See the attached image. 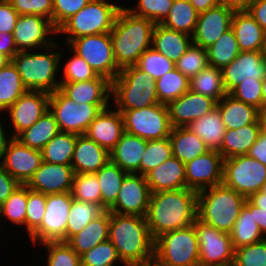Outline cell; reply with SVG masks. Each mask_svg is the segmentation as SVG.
Instances as JSON below:
<instances>
[{
	"mask_svg": "<svg viewBox=\"0 0 266 266\" xmlns=\"http://www.w3.org/2000/svg\"><path fill=\"white\" fill-rule=\"evenodd\" d=\"M237 100L262 110V80H244L235 86L229 93Z\"/></svg>",
	"mask_w": 266,
	"mask_h": 266,
	"instance_id": "6f0895ef",
	"label": "cell"
},
{
	"mask_svg": "<svg viewBox=\"0 0 266 266\" xmlns=\"http://www.w3.org/2000/svg\"><path fill=\"white\" fill-rule=\"evenodd\" d=\"M27 205V186L20 185L0 206V217L5 216L13 224L25 225Z\"/></svg>",
	"mask_w": 266,
	"mask_h": 266,
	"instance_id": "f907efd6",
	"label": "cell"
},
{
	"mask_svg": "<svg viewBox=\"0 0 266 266\" xmlns=\"http://www.w3.org/2000/svg\"><path fill=\"white\" fill-rule=\"evenodd\" d=\"M42 245L49 254L47 266H81L80 256L66 242H45Z\"/></svg>",
	"mask_w": 266,
	"mask_h": 266,
	"instance_id": "db71d44e",
	"label": "cell"
},
{
	"mask_svg": "<svg viewBox=\"0 0 266 266\" xmlns=\"http://www.w3.org/2000/svg\"><path fill=\"white\" fill-rule=\"evenodd\" d=\"M198 13L219 5V0H189Z\"/></svg>",
	"mask_w": 266,
	"mask_h": 266,
	"instance_id": "89a4df30",
	"label": "cell"
},
{
	"mask_svg": "<svg viewBox=\"0 0 266 266\" xmlns=\"http://www.w3.org/2000/svg\"><path fill=\"white\" fill-rule=\"evenodd\" d=\"M200 266H233L235 249L231 235L196 219Z\"/></svg>",
	"mask_w": 266,
	"mask_h": 266,
	"instance_id": "5bb4252c",
	"label": "cell"
},
{
	"mask_svg": "<svg viewBox=\"0 0 266 266\" xmlns=\"http://www.w3.org/2000/svg\"><path fill=\"white\" fill-rule=\"evenodd\" d=\"M159 103L168 104L189 90V79L173 68L155 80Z\"/></svg>",
	"mask_w": 266,
	"mask_h": 266,
	"instance_id": "f6af8a7d",
	"label": "cell"
},
{
	"mask_svg": "<svg viewBox=\"0 0 266 266\" xmlns=\"http://www.w3.org/2000/svg\"><path fill=\"white\" fill-rule=\"evenodd\" d=\"M174 0H138L137 7L127 8L132 14L160 24L168 15Z\"/></svg>",
	"mask_w": 266,
	"mask_h": 266,
	"instance_id": "11a10c76",
	"label": "cell"
},
{
	"mask_svg": "<svg viewBox=\"0 0 266 266\" xmlns=\"http://www.w3.org/2000/svg\"><path fill=\"white\" fill-rule=\"evenodd\" d=\"M110 211L106 210L93 219L78 234L73 235L66 243L79 255L86 253L94 246L109 239Z\"/></svg>",
	"mask_w": 266,
	"mask_h": 266,
	"instance_id": "1f68e13d",
	"label": "cell"
},
{
	"mask_svg": "<svg viewBox=\"0 0 266 266\" xmlns=\"http://www.w3.org/2000/svg\"><path fill=\"white\" fill-rule=\"evenodd\" d=\"M168 138L171 143L173 156L184 164L209 151L200 137L191 132L187 127L172 128Z\"/></svg>",
	"mask_w": 266,
	"mask_h": 266,
	"instance_id": "e575fe53",
	"label": "cell"
},
{
	"mask_svg": "<svg viewBox=\"0 0 266 266\" xmlns=\"http://www.w3.org/2000/svg\"><path fill=\"white\" fill-rule=\"evenodd\" d=\"M105 211L106 210L100 204L81 202L73 199L67 219L66 242Z\"/></svg>",
	"mask_w": 266,
	"mask_h": 266,
	"instance_id": "7bdbcfd3",
	"label": "cell"
},
{
	"mask_svg": "<svg viewBox=\"0 0 266 266\" xmlns=\"http://www.w3.org/2000/svg\"><path fill=\"white\" fill-rule=\"evenodd\" d=\"M189 90L220 101L227 94L221 69L208 65L189 79Z\"/></svg>",
	"mask_w": 266,
	"mask_h": 266,
	"instance_id": "ab89813d",
	"label": "cell"
},
{
	"mask_svg": "<svg viewBox=\"0 0 266 266\" xmlns=\"http://www.w3.org/2000/svg\"><path fill=\"white\" fill-rule=\"evenodd\" d=\"M20 185L21 184L4 169L0 162V206Z\"/></svg>",
	"mask_w": 266,
	"mask_h": 266,
	"instance_id": "be15d7a7",
	"label": "cell"
},
{
	"mask_svg": "<svg viewBox=\"0 0 266 266\" xmlns=\"http://www.w3.org/2000/svg\"><path fill=\"white\" fill-rule=\"evenodd\" d=\"M110 161V152L85 134L78 135L71 166L75 174L98 172Z\"/></svg>",
	"mask_w": 266,
	"mask_h": 266,
	"instance_id": "484cf974",
	"label": "cell"
},
{
	"mask_svg": "<svg viewBox=\"0 0 266 266\" xmlns=\"http://www.w3.org/2000/svg\"><path fill=\"white\" fill-rule=\"evenodd\" d=\"M217 102L200 93L188 90L176 100L167 104L169 121L174 127H186L216 108Z\"/></svg>",
	"mask_w": 266,
	"mask_h": 266,
	"instance_id": "7402d4cb",
	"label": "cell"
},
{
	"mask_svg": "<svg viewBox=\"0 0 266 266\" xmlns=\"http://www.w3.org/2000/svg\"><path fill=\"white\" fill-rule=\"evenodd\" d=\"M147 140L124 132L119 142L110 151V161L127 173L141 174V160Z\"/></svg>",
	"mask_w": 266,
	"mask_h": 266,
	"instance_id": "83f0119b",
	"label": "cell"
},
{
	"mask_svg": "<svg viewBox=\"0 0 266 266\" xmlns=\"http://www.w3.org/2000/svg\"><path fill=\"white\" fill-rule=\"evenodd\" d=\"M233 29L240 51H261L265 31L247 11L234 12Z\"/></svg>",
	"mask_w": 266,
	"mask_h": 266,
	"instance_id": "4dcf8cb0",
	"label": "cell"
},
{
	"mask_svg": "<svg viewBox=\"0 0 266 266\" xmlns=\"http://www.w3.org/2000/svg\"><path fill=\"white\" fill-rule=\"evenodd\" d=\"M172 156L169 138L147 141L146 150L141 160V175L145 176Z\"/></svg>",
	"mask_w": 266,
	"mask_h": 266,
	"instance_id": "7dc6e473",
	"label": "cell"
},
{
	"mask_svg": "<svg viewBox=\"0 0 266 266\" xmlns=\"http://www.w3.org/2000/svg\"><path fill=\"white\" fill-rule=\"evenodd\" d=\"M46 209V194L27 187L25 226L31 235L42 223Z\"/></svg>",
	"mask_w": 266,
	"mask_h": 266,
	"instance_id": "f5cc1de1",
	"label": "cell"
},
{
	"mask_svg": "<svg viewBox=\"0 0 266 266\" xmlns=\"http://www.w3.org/2000/svg\"><path fill=\"white\" fill-rule=\"evenodd\" d=\"M198 14L189 0H174L168 15L160 24L168 29L192 36Z\"/></svg>",
	"mask_w": 266,
	"mask_h": 266,
	"instance_id": "f35d334b",
	"label": "cell"
},
{
	"mask_svg": "<svg viewBox=\"0 0 266 266\" xmlns=\"http://www.w3.org/2000/svg\"><path fill=\"white\" fill-rule=\"evenodd\" d=\"M124 131L147 141L168 138L172 126L166 104L157 103L122 112Z\"/></svg>",
	"mask_w": 266,
	"mask_h": 266,
	"instance_id": "8fae6325",
	"label": "cell"
},
{
	"mask_svg": "<svg viewBox=\"0 0 266 266\" xmlns=\"http://www.w3.org/2000/svg\"><path fill=\"white\" fill-rule=\"evenodd\" d=\"M91 0H53L52 24L58 29L67 19L78 13Z\"/></svg>",
	"mask_w": 266,
	"mask_h": 266,
	"instance_id": "91938a15",
	"label": "cell"
},
{
	"mask_svg": "<svg viewBox=\"0 0 266 266\" xmlns=\"http://www.w3.org/2000/svg\"><path fill=\"white\" fill-rule=\"evenodd\" d=\"M150 192L186 188L185 164L172 156L145 175Z\"/></svg>",
	"mask_w": 266,
	"mask_h": 266,
	"instance_id": "4316f807",
	"label": "cell"
},
{
	"mask_svg": "<svg viewBox=\"0 0 266 266\" xmlns=\"http://www.w3.org/2000/svg\"><path fill=\"white\" fill-rule=\"evenodd\" d=\"M266 182V165L248 155L224 159L223 184L246 198Z\"/></svg>",
	"mask_w": 266,
	"mask_h": 266,
	"instance_id": "7c38bea8",
	"label": "cell"
},
{
	"mask_svg": "<svg viewBox=\"0 0 266 266\" xmlns=\"http://www.w3.org/2000/svg\"><path fill=\"white\" fill-rule=\"evenodd\" d=\"M59 90L76 103L109 104L111 81L98 75L88 81L60 82Z\"/></svg>",
	"mask_w": 266,
	"mask_h": 266,
	"instance_id": "d4e9b609",
	"label": "cell"
},
{
	"mask_svg": "<svg viewBox=\"0 0 266 266\" xmlns=\"http://www.w3.org/2000/svg\"><path fill=\"white\" fill-rule=\"evenodd\" d=\"M224 158L209 150L185 164L186 188L197 192L223 183Z\"/></svg>",
	"mask_w": 266,
	"mask_h": 266,
	"instance_id": "9a60e30c",
	"label": "cell"
},
{
	"mask_svg": "<svg viewBox=\"0 0 266 266\" xmlns=\"http://www.w3.org/2000/svg\"><path fill=\"white\" fill-rule=\"evenodd\" d=\"M234 11L217 5L198 14L192 41L204 49L212 46L216 40L231 28Z\"/></svg>",
	"mask_w": 266,
	"mask_h": 266,
	"instance_id": "44dd1931",
	"label": "cell"
},
{
	"mask_svg": "<svg viewBox=\"0 0 266 266\" xmlns=\"http://www.w3.org/2000/svg\"><path fill=\"white\" fill-rule=\"evenodd\" d=\"M154 260L163 266H200L194 225L164 233L154 240Z\"/></svg>",
	"mask_w": 266,
	"mask_h": 266,
	"instance_id": "52a82bcc",
	"label": "cell"
},
{
	"mask_svg": "<svg viewBox=\"0 0 266 266\" xmlns=\"http://www.w3.org/2000/svg\"><path fill=\"white\" fill-rule=\"evenodd\" d=\"M247 155L266 165V132L261 128L258 138Z\"/></svg>",
	"mask_w": 266,
	"mask_h": 266,
	"instance_id": "e7e4bbea",
	"label": "cell"
},
{
	"mask_svg": "<svg viewBox=\"0 0 266 266\" xmlns=\"http://www.w3.org/2000/svg\"><path fill=\"white\" fill-rule=\"evenodd\" d=\"M254 219L257 222L260 231L266 238V210L254 206Z\"/></svg>",
	"mask_w": 266,
	"mask_h": 266,
	"instance_id": "2644e50d",
	"label": "cell"
},
{
	"mask_svg": "<svg viewBox=\"0 0 266 266\" xmlns=\"http://www.w3.org/2000/svg\"><path fill=\"white\" fill-rule=\"evenodd\" d=\"M64 79L60 82H79L88 81L94 79L98 74L91 68V66L76 53L68 62L65 64Z\"/></svg>",
	"mask_w": 266,
	"mask_h": 266,
	"instance_id": "680465c9",
	"label": "cell"
},
{
	"mask_svg": "<svg viewBox=\"0 0 266 266\" xmlns=\"http://www.w3.org/2000/svg\"><path fill=\"white\" fill-rule=\"evenodd\" d=\"M247 200L254 206L266 210V200H261V192L250 195Z\"/></svg>",
	"mask_w": 266,
	"mask_h": 266,
	"instance_id": "8c879c8a",
	"label": "cell"
},
{
	"mask_svg": "<svg viewBox=\"0 0 266 266\" xmlns=\"http://www.w3.org/2000/svg\"><path fill=\"white\" fill-rule=\"evenodd\" d=\"M77 134L59 132L41 150L42 161L71 165Z\"/></svg>",
	"mask_w": 266,
	"mask_h": 266,
	"instance_id": "60d3db41",
	"label": "cell"
},
{
	"mask_svg": "<svg viewBox=\"0 0 266 266\" xmlns=\"http://www.w3.org/2000/svg\"><path fill=\"white\" fill-rule=\"evenodd\" d=\"M72 200L71 192L46 194V209L42 223L30 235L34 244L66 242L67 219Z\"/></svg>",
	"mask_w": 266,
	"mask_h": 266,
	"instance_id": "4fadbf2b",
	"label": "cell"
},
{
	"mask_svg": "<svg viewBox=\"0 0 266 266\" xmlns=\"http://www.w3.org/2000/svg\"><path fill=\"white\" fill-rule=\"evenodd\" d=\"M1 123L2 122H0V162L1 159H3L7 144L9 142V140L6 138L5 131L3 130L4 128Z\"/></svg>",
	"mask_w": 266,
	"mask_h": 266,
	"instance_id": "753ad0ef",
	"label": "cell"
},
{
	"mask_svg": "<svg viewBox=\"0 0 266 266\" xmlns=\"http://www.w3.org/2000/svg\"><path fill=\"white\" fill-rule=\"evenodd\" d=\"M101 190V206L109 210L116 202L121 184L127 172L109 161L98 172H95Z\"/></svg>",
	"mask_w": 266,
	"mask_h": 266,
	"instance_id": "74e56055",
	"label": "cell"
},
{
	"mask_svg": "<svg viewBox=\"0 0 266 266\" xmlns=\"http://www.w3.org/2000/svg\"><path fill=\"white\" fill-rule=\"evenodd\" d=\"M261 128L266 132V108L260 111Z\"/></svg>",
	"mask_w": 266,
	"mask_h": 266,
	"instance_id": "11e5206c",
	"label": "cell"
},
{
	"mask_svg": "<svg viewBox=\"0 0 266 266\" xmlns=\"http://www.w3.org/2000/svg\"><path fill=\"white\" fill-rule=\"evenodd\" d=\"M254 0H219V5H223L234 12L247 11Z\"/></svg>",
	"mask_w": 266,
	"mask_h": 266,
	"instance_id": "a7ac6f4b",
	"label": "cell"
},
{
	"mask_svg": "<svg viewBox=\"0 0 266 266\" xmlns=\"http://www.w3.org/2000/svg\"><path fill=\"white\" fill-rule=\"evenodd\" d=\"M68 44L71 51L83 58L98 75L112 82L119 74L121 69L114 58L110 32L78 37Z\"/></svg>",
	"mask_w": 266,
	"mask_h": 266,
	"instance_id": "30bf717a",
	"label": "cell"
},
{
	"mask_svg": "<svg viewBox=\"0 0 266 266\" xmlns=\"http://www.w3.org/2000/svg\"><path fill=\"white\" fill-rule=\"evenodd\" d=\"M247 12L266 31V0H254Z\"/></svg>",
	"mask_w": 266,
	"mask_h": 266,
	"instance_id": "03108f58",
	"label": "cell"
},
{
	"mask_svg": "<svg viewBox=\"0 0 266 266\" xmlns=\"http://www.w3.org/2000/svg\"><path fill=\"white\" fill-rule=\"evenodd\" d=\"M117 109H140L159 103L155 80L136 65L122 68L111 82Z\"/></svg>",
	"mask_w": 266,
	"mask_h": 266,
	"instance_id": "8992f818",
	"label": "cell"
},
{
	"mask_svg": "<svg viewBox=\"0 0 266 266\" xmlns=\"http://www.w3.org/2000/svg\"><path fill=\"white\" fill-rule=\"evenodd\" d=\"M186 127L198 135L209 150H220L226 128L217 107L201 118L192 121Z\"/></svg>",
	"mask_w": 266,
	"mask_h": 266,
	"instance_id": "836d02e7",
	"label": "cell"
},
{
	"mask_svg": "<svg viewBox=\"0 0 266 266\" xmlns=\"http://www.w3.org/2000/svg\"><path fill=\"white\" fill-rule=\"evenodd\" d=\"M150 195V188L145 176L139 173H127L122 181L116 202L109 211L145 217Z\"/></svg>",
	"mask_w": 266,
	"mask_h": 266,
	"instance_id": "2e32d148",
	"label": "cell"
},
{
	"mask_svg": "<svg viewBox=\"0 0 266 266\" xmlns=\"http://www.w3.org/2000/svg\"><path fill=\"white\" fill-rule=\"evenodd\" d=\"M261 52L263 53L264 57L266 58V31L264 33V41Z\"/></svg>",
	"mask_w": 266,
	"mask_h": 266,
	"instance_id": "09005b40",
	"label": "cell"
},
{
	"mask_svg": "<svg viewBox=\"0 0 266 266\" xmlns=\"http://www.w3.org/2000/svg\"><path fill=\"white\" fill-rule=\"evenodd\" d=\"M230 235L234 249L265 239L254 219V205L248 200L245 201Z\"/></svg>",
	"mask_w": 266,
	"mask_h": 266,
	"instance_id": "d590c367",
	"label": "cell"
},
{
	"mask_svg": "<svg viewBox=\"0 0 266 266\" xmlns=\"http://www.w3.org/2000/svg\"><path fill=\"white\" fill-rule=\"evenodd\" d=\"M109 241L124 266L154 259V240L145 217L110 212Z\"/></svg>",
	"mask_w": 266,
	"mask_h": 266,
	"instance_id": "7a4b0ae2",
	"label": "cell"
},
{
	"mask_svg": "<svg viewBox=\"0 0 266 266\" xmlns=\"http://www.w3.org/2000/svg\"><path fill=\"white\" fill-rule=\"evenodd\" d=\"M53 33L57 34V29L51 20L40 15L26 14L19 16L12 35L19 52L54 44L55 39L46 38Z\"/></svg>",
	"mask_w": 266,
	"mask_h": 266,
	"instance_id": "e0dca14e",
	"label": "cell"
},
{
	"mask_svg": "<svg viewBox=\"0 0 266 266\" xmlns=\"http://www.w3.org/2000/svg\"><path fill=\"white\" fill-rule=\"evenodd\" d=\"M109 104L76 103L59 89L50 93L49 110L53 113L60 132L84 135L91 122Z\"/></svg>",
	"mask_w": 266,
	"mask_h": 266,
	"instance_id": "9c48e42d",
	"label": "cell"
},
{
	"mask_svg": "<svg viewBox=\"0 0 266 266\" xmlns=\"http://www.w3.org/2000/svg\"><path fill=\"white\" fill-rule=\"evenodd\" d=\"M136 66L142 71L147 72L152 79L157 80L175 68V63L153 47H150L141 54Z\"/></svg>",
	"mask_w": 266,
	"mask_h": 266,
	"instance_id": "681fc988",
	"label": "cell"
},
{
	"mask_svg": "<svg viewBox=\"0 0 266 266\" xmlns=\"http://www.w3.org/2000/svg\"><path fill=\"white\" fill-rule=\"evenodd\" d=\"M207 50L194 43L175 63V68L188 79L208 66Z\"/></svg>",
	"mask_w": 266,
	"mask_h": 266,
	"instance_id": "c3c4849f",
	"label": "cell"
},
{
	"mask_svg": "<svg viewBox=\"0 0 266 266\" xmlns=\"http://www.w3.org/2000/svg\"><path fill=\"white\" fill-rule=\"evenodd\" d=\"M154 27L150 19L121 7L110 31L114 58L120 69L136 65L141 54L152 47Z\"/></svg>",
	"mask_w": 266,
	"mask_h": 266,
	"instance_id": "3957f363",
	"label": "cell"
},
{
	"mask_svg": "<svg viewBox=\"0 0 266 266\" xmlns=\"http://www.w3.org/2000/svg\"><path fill=\"white\" fill-rule=\"evenodd\" d=\"M121 6L107 0H91L78 13L67 19L58 29L57 34H67V43L72 39L108 33L112 30L115 18Z\"/></svg>",
	"mask_w": 266,
	"mask_h": 266,
	"instance_id": "ba28073f",
	"label": "cell"
},
{
	"mask_svg": "<svg viewBox=\"0 0 266 266\" xmlns=\"http://www.w3.org/2000/svg\"><path fill=\"white\" fill-rule=\"evenodd\" d=\"M154 266H163V265L154 260Z\"/></svg>",
	"mask_w": 266,
	"mask_h": 266,
	"instance_id": "deb4b68c",
	"label": "cell"
},
{
	"mask_svg": "<svg viewBox=\"0 0 266 266\" xmlns=\"http://www.w3.org/2000/svg\"><path fill=\"white\" fill-rule=\"evenodd\" d=\"M74 170L71 165L54 164L42 161L26 186L43 194L71 192Z\"/></svg>",
	"mask_w": 266,
	"mask_h": 266,
	"instance_id": "603a6c76",
	"label": "cell"
},
{
	"mask_svg": "<svg viewBox=\"0 0 266 266\" xmlns=\"http://www.w3.org/2000/svg\"><path fill=\"white\" fill-rule=\"evenodd\" d=\"M266 108V76L262 79V109Z\"/></svg>",
	"mask_w": 266,
	"mask_h": 266,
	"instance_id": "34e18365",
	"label": "cell"
},
{
	"mask_svg": "<svg viewBox=\"0 0 266 266\" xmlns=\"http://www.w3.org/2000/svg\"><path fill=\"white\" fill-rule=\"evenodd\" d=\"M53 48L57 50V43L45 47L43 53L19 51L11 59L27 90L53 93L60 88L55 76L63 53H53Z\"/></svg>",
	"mask_w": 266,
	"mask_h": 266,
	"instance_id": "5b68a950",
	"label": "cell"
},
{
	"mask_svg": "<svg viewBox=\"0 0 266 266\" xmlns=\"http://www.w3.org/2000/svg\"><path fill=\"white\" fill-rule=\"evenodd\" d=\"M27 91L17 68L9 61L0 69V112L7 110Z\"/></svg>",
	"mask_w": 266,
	"mask_h": 266,
	"instance_id": "b9f144b4",
	"label": "cell"
},
{
	"mask_svg": "<svg viewBox=\"0 0 266 266\" xmlns=\"http://www.w3.org/2000/svg\"><path fill=\"white\" fill-rule=\"evenodd\" d=\"M81 266H114L120 261L116 248L109 241H104L80 256Z\"/></svg>",
	"mask_w": 266,
	"mask_h": 266,
	"instance_id": "816d5d0a",
	"label": "cell"
},
{
	"mask_svg": "<svg viewBox=\"0 0 266 266\" xmlns=\"http://www.w3.org/2000/svg\"><path fill=\"white\" fill-rule=\"evenodd\" d=\"M207 50L208 64L223 69L241 52L232 28L222 34Z\"/></svg>",
	"mask_w": 266,
	"mask_h": 266,
	"instance_id": "ee69618b",
	"label": "cell"
},
{
	"mask_svg": "<svg viewBox=\"0 0 266 266\" xmlns=\"http://www.w3.org/2000/svg\"><path fill=\"white\" fill-rule=\"evenodd\" d=\"M226 130L238 129L254 122H260V110L237 100L228 93L217 102Z\"/></svg>",
	"mask_w": 266,
	"mask_h": 266,
	"instance_id": "f1b7e54d",
	"label": "cell"
},
{
	"mask_svg": "<svg viewBox=\"0 0 266 266\" xmlns=\"http://www.w3.org/2000/svg\"><path fill=\"white\" fill-rule=\"evenodd\" d=\"M247 198L223 183L198 192L197 219L230 234Z\"/></svg>",
	"mask_w": 266,
	"mask_h": 266,
	"instance_id": "277c9868",
	"label": "cell"
},
{
	"mask_svg": "<svg viewBox=\"0 0 266 266\" xmlns=\"http://www.w3.org/2000/svg\"><path fill=\"white\" fill-rule=\"evenodd\" d=\"M192 43L190 35L168 29L161 24H155L152 33V47L173 63L178 61Z\"/></svg>",
	"mask_w": 266,
	"mask_h": 266,
	"instance_id": "f546056e",
	"label": "cell"
},
{
	"mask_svg": "<svg viewBox=\"0 0 266 266\" xmlns=\"http://www.w3.org/2000/svg\"><path fill=\"white\" fill-rule=\"evenodd\" d=\"M126 266H154V259L150 260L147 264H136V265H126Z\"/></svg>",
	"mask_w": 266,
	"mask_h": 266,
	"instance_id": "979ff035",
	"label": "cell"
},
{
	"mask_svg": "<svg viewBox=\"0 0 266 266\" xmlns=\"http://www.w3.org/2000/svg\"><path fill=\"white\" fill-rule=\"evenodd\" d=\"M233 266H266V238L235 249Z\"/></svg>",
	"mask_w": 266,
	"mask_h": 266,
	"instance_id": "9f6ffc18",
	"label": "cell"
},
{
	"mask_svg": "<svg viewBox=\"0 0 266 266\" xmlns=\"http://www.w3.org/2000/svg\"><path fill=\"white\" fill-rule=\"evenodd\" d=\"M60 132L53 113L48 109L30 128L16 138L25 146L41 151L42 148Z\"/></svg>",
	"mask_w": 266,
	"mask_h": 266,
	"instance_id": "8d00e7d4",
	"label": "cell"
},
{
	"mask_svg": "<svg viewBox=\"0 0 266 266\" xmlns=\"http://www.w3.org/2000/svg\"><path fill=\"white\" fill-rule=\"evenodd\" d=\"M260 192H261V200H266V182L262 185Z\"/></svg>",
	"mask_w": 266,
	"mask_h": 266,
	"instance_id": "b9fcfbb0",
	"label": "cell"
},
{
	"mask_svg": "<svg viewBox=\"0 0 266 266\" xmlns=\"http://www.w3.org/2000/svg\"><path fill=\"white\" fill-rule=\"evenodd\" d=\"M9 61L11 60L0 52V69L4 67Z\"/></svg>",
	"mask_w": 266,
	"mask_h": 266,
	"instance_id": "2a66077c",
	"label": "cell"
},
{
	"mask_svg": "<svg viewBox=\"0 0 266 266\" xmlns=\"http://www.w3.org/2000/svg\"><path fill=\"white\" fill-rule=\"evenodd\" d=\"M19 15H40L52 21L53 0H8Z\"/></svg>",
	"mask_w": 266,
	"mask_h": 266,
	"instance_id": "94428289",
	"label": "cell"
},
{
	"mask_svg": "<svg viewBox=\"0 0 266 266\" xmlns=\"http://www.w3.org/2000/svg\"><path fill=\"white\" fill-rule=\"evenodd\" d=\"M197 197L198 192L188 188L151 193L145 218L153 240L193 224L197 219Z\"/></svg>",
	"mask_w": 266,
	"mask_h": 266,
	"instance_id": "6da1fadb",
	"label": "cell"
},
{
	"mask_svg": "<svg viewBox=\"0 0 266 266\" xmlns=\"http://www.w3.org/2000/svg\"><path fill=\"white\" fill-rule=\"evenodd\" d=\"M108 109L109 107L103 109L97 115L85 135L110 152L125 131L122 113L117 109L116 111Z\"/></svg>",
	"mask_w": 266,
	"mask_h": 266,
	"instance_id": "cb8c5ba5",
	"label": "cell"
},
{
	"mask_svg": "<svg viewBox=\"0 0 266 266\" xmlns=\"http://www.w3.org/2000/svg\"><path fill=\"white\" fill-rule=\"evenodd\" d=\"M19 16L8 0H0V33H13Z\"/></svg>",
	"mask_w": 266,
	"mask_h": 266,
	"instance_id": "6125c7cd",
	"label": "cell"
},
{
	"mask_svg": "<svg viewBox=\"0 0 266 266\" xmlns=\"http://www.w3.org/2000/svg\"><path fill=\"white\" fill-rule=\"evenodd\" d=\"M223 84L227 93L246 80H262L266 76V58L261 51H241L222 70Z\"/></svg>",
	"mask_w": 266,
	"mask_h": 266,
	"instance_id": "ffe728a7",
	"label": "cell"
},
{
	"mask_svg": "<svg viewBox=\"0 0 266 266\" xmlns=\"http://www.w3.org/2000/svg\"><path fill=\"white\" fill-rule=\"evenodd\" d=\"M73 199L101 205V190L95 173L75 174L71 190Z\"/></svg>",
	"mask_w": 266,
	"mask_h": 266,
	"instance_id": "bcb514c9",
	"label": "cell"
},
{
	"mask_svg": "<svg viewBox=\"0 0 266 266\" xmlns=\"http://www.w3.org/2000/svg\"><path fill=\"white\" fill-rule=\"evenodd\" d=\"M1 162L13 178L21 185H26L40 167L42 153L25 146L16 137H11Z\"/></svg>",
	"mask_w": 266,
	"mask_h": 266,
	"instance_id": "ac0fdd59",
	"label": "cell"
},
{
	"mask_svg": "<svg viewBox=\"0 0 266 266\" xmlns=\"http://www.w3.org/2000/svg\"><path fill=\"white\" fill-rule=\"evenodd\" d=\"M261 130V122H254L238 129L226 130L222 146L218 151L224 159L238 155H247L256 142Z\"/></svg>",
	"mask_w": 266,
	"mask_h": 266,
	"instance_id": "d6a6232c",
	"label": "cell"
},
{
	"mask_svg": "<svg viewBox=\"0 0 266 266\" xmlns=\"http://www.w3.org/2000/svg\"><path fill=\"white\" fill-rule=\"evenodd\" d=\"M49 97L50 93L28 90L6 110L14 127L11 137H17L39 120L49 109Z\"/></svg>",
	"mask_w": 266,
	"mask_h": 266,
	"instance_id": "d6986e66",
	"label": "cell"
},
{
	"mask_svg": "<svg viewBox=\"0 0 266 266\" xmlns=\"http://www.w3.org/2000/svg\"><path fill=\"white\" fill-rule=\"evenodd\" d=\"M0 52L10 60L18 53L12 33H0Z\"/></svg>",
	"mask_w": 266,
	"mask_h": 266,
	"instance_id": "003e7915",
	"label": "cell"
}]
</instances>
